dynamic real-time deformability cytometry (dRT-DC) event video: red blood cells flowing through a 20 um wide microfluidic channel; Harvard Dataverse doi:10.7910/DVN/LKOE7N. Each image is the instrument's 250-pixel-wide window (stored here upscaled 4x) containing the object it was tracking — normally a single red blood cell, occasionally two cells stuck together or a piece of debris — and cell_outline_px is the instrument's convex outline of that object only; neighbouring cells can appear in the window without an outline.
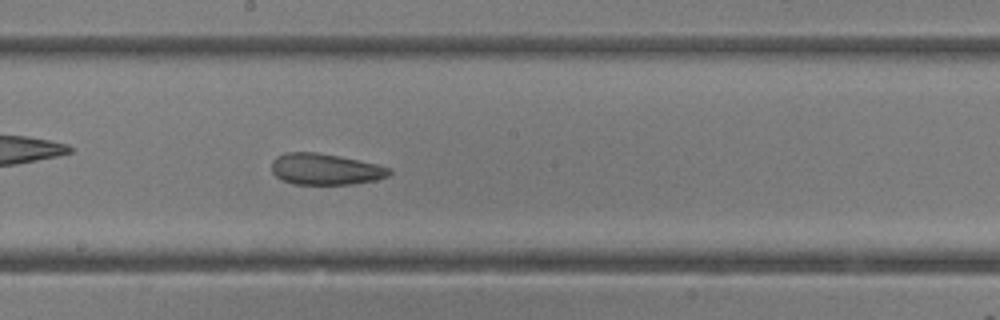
{"species": "common noctule bat (a hibernating species)", "species_latin": "Nyctalus noctula", "temperature_condition": "room temperature", "stored_images_in_passage": 15, "camera_frame_rate_fps": 3000, "um_per_image_px": 0.085, "animal": {"sex": "female"}, "frame": {"image": 1, "passage_image": 15, "time_ms": 4.667, "image_size_px": [1000, 320], "cell_outline_px": [[392, 172], [388, 176], [376, 180], [352, 184], [296, 184], [284, 180], [276, 176], [272, 172], [272, 160], [276, 156], [288, 152], [316, 152], [340, 156], [376, 164], [392, 168]], "centroid_in_image_um": [27.67, 14.37], "position_along_channel_um": 220.5, "area_um2": 21.39}}